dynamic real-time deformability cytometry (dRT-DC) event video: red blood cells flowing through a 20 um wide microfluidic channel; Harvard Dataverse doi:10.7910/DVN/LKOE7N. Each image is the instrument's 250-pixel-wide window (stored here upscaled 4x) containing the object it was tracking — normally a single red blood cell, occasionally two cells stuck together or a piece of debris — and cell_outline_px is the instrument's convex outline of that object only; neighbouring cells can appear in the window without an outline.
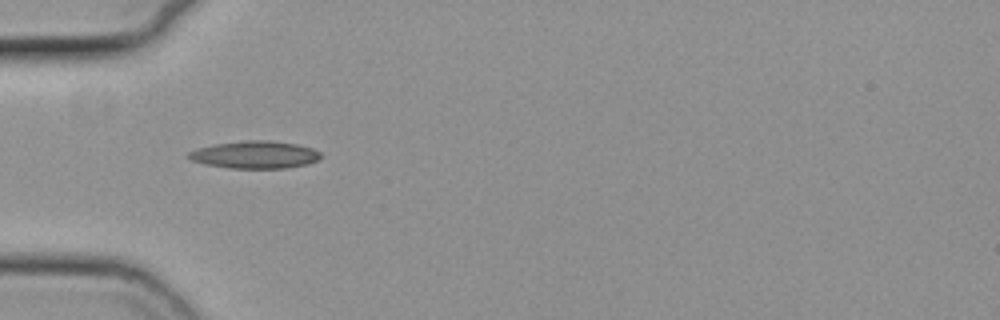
{"species": "common noctule bat (a hibernating species)", "species_latin": "Nyctalus noctula", "temperature_condition": "cold", "stored_images_in_passage": 38, "camera_frame_rate_fps": 3000, "um_per_image_px": 0.085, "animal": {"sex": "female", "body_mass_g": 19.3, "forearm_length_mm": 54.1}, "frame": {"image": 1, "passage_image": 1, "time_ms": 0.0, "image_size_px": [1000, 320], "cell_outline_px": [[320, 156], [316, 160], [308, 164], [288, 168], [228, 168], [204, 164], [192, 160], [188, 156], [188, 152], [196, 148], [216, 144], [244, 140], [268, 140], [296, 144], [312, 148], [320, 152]], "centroid_in_image_um": [21.65, 13.15], "position_along_channel_um": 63.3, "area_um2": 21.1}}
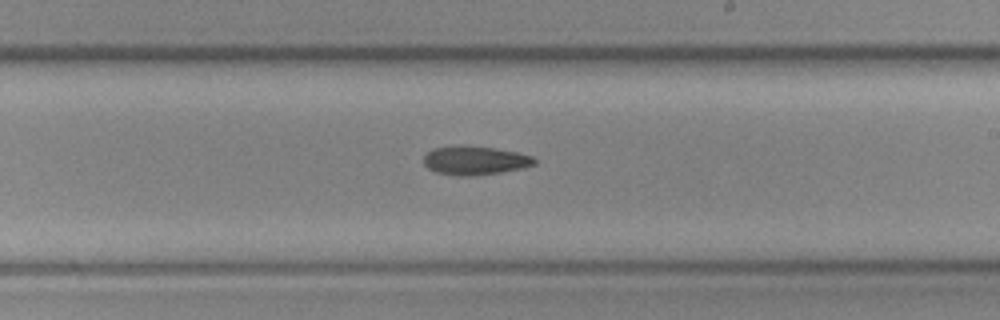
{"frame": {"image": 2, "passage_image": 16, "time_ms": 5.0, "image_size_px": [1000, 320], "cell_outline_px": [[536, 164], [524, 168], [500, 172], [468, 176], [456, 176], [436, 172], [428, 168], [424, 164], [424, 156], [432, 148], [460, 144], [492, 148], [516, 152], [532, 156], [536, 160]], "centroid_in_image_um": [40.35, 13.63], "position_along_channel_um": 248.7, "area_um2": 18.67}}
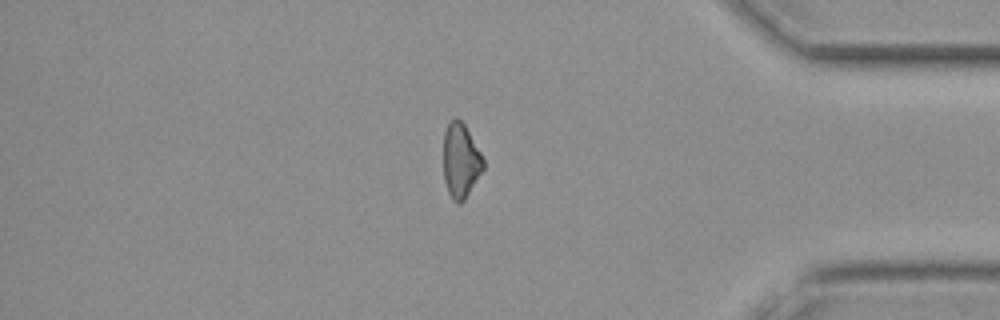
{"frame": {"image": 3, "passage_image": 30, "time_ms": 9.667, "image_size_px": [1000, 320], "cell_outline_px": [[484, 168], [464, 200], [460, 204], [456, 204], [452, 200], [448, 192], [444, 180], [444, 132], [448, 120], [452, 116], [456, 116], [464, 124], [480, 152], [484, 160]], "centroid_in_image_um": [39.14, 13.63], "position_along_channel_um": 396.1, "area_um2": 17.4}, "authors_computed_cell_mechanics": {"area_um2": 18.5249, "velocity_mm_per_s": 3.7669, "shape_relaxation_time_tau1_ms": 7.9053, "shape_relaxation_time_tau2_ms": null, "deformation_change_tau1": 0.1736, "deformation_change_tau2": null}}